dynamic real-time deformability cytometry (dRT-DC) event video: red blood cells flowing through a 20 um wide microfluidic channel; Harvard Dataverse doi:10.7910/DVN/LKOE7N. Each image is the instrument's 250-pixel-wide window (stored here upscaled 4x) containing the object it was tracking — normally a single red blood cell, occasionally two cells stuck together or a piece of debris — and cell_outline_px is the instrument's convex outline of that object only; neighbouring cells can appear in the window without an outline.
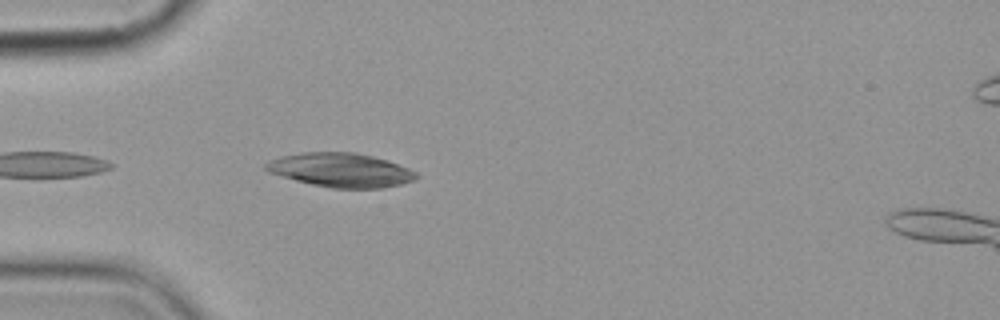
{"species": "common noctule bat (a hibernating species)", "species_latin": "Nyctalus noctula", "temperature_condition": "cold", "stored_images_in_passage": 4, "camera_frame_rate_fps": 3000, "um_per_image_px": 0.085, "animal": {"sex": "female", "body_mass_g": 19.9}, "frame": {"image": 1, "passage_image": 3, "time_ms": 2.333, "image_size_px": [1000, 320], "cell_outline_px": [[420, 176], [412, 180], [400, 184], [380, 188], [332, 188], [312, 184], [296, 180], [268, 172], [264, 168], [264, 164], [268, 160], [280, 156], [304, 152], [356, 152], [372, 156], [408, 168], [416, 172]], "centroid_in_image_um": [28.92, 14.45], "position_along_channel_um": 56.1, "area_um2": 29.59}}